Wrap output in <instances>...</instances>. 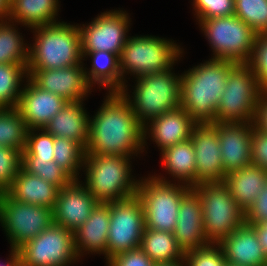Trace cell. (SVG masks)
Listing matches in <instances>:
<instances>
[{
    "label": "cell",
    "mask_w": 267,
    "mask_h": 266,
    "mask_svg": "<svg viewBox=\"0 0 267 266\" xmlns=\"http://www.w3.org/2000/svg\"><path fill=\"white\" fill-rule=\"evenodd\" d=\"M108 93L95 116L89 118L85 154L137 156L144 152V127L120 92Z\"/></svg>",
    "instance_id": "1"
},
{
    "label": "cell",
    "mask_w": 267,
    "mask_h": 266,
    "mask_svg": "<svg viewBox=\"0 0 267 266\" xmlns=\"http://www.w3.org/2000/svg\"><path fill=\"white\" fill-rule=\"evenodd\" d=\"M184 263L186 266H226L227 261L220 245L209 243L185 252Z\"/></svg>",
    "instance_id": "38"
},
{
    "label": "cell",
    "mask_w": 267,
    "mask_h": 266,
    "mask_svg": "<svg viewBox=\"0 0 267 266\" xmlns=\"http://www.w3.org/2000/svg\"><path fill=\"white\" fill-rule=\"evenodd\" d=\"M190 139L196 156L195 186L223 182L224 168L217 128L212 123L196 124Z\"/></svg>",
    "instance_id": "16"
},
{
    "label": "cell",
    "mask_w": 267,
    "mask_h": 266,
    "mask_svg": "<svg viewBox=\"0 0 267 266\" xmlns=\"http://www.w3.org/2000/svg\"><path fill=\"white\" fill-rule=\"evenodd\" d=\"M110 227V202L98 203L89 218L74 232V245L79 257L84 252L104 254L107 262V239Z\"/></svg>",
    "instance_id": "23"
},
{
    "label": "cell",
    "mask_w": 267,
    "mask_h": 266,
    "mask_svg": "<svg viewBox=\"0 0 267 266\" xmlns=\"http://www.w3.org/2000/svg\"><path fill=\"white\" fill-rule=\"evenodd\" d=\"M18 252L22 266H69L79 259L73 231L54 223L18 248Z\"/></svg>",
    "instance_id": "12"
},
{
    "label": "cell",
    "mask_w": 267,
    "mask_h": 266,
    "mask_svg": "<svg viewBox=\"0 0 267 266\" xmlns=\"http://www.w3.org/2000/svg\"><path fill=\"white\" fill-rule=\"evenodd\" d=\"M21 167L30 174L36 175L62 189L74 179L54 160H39L31 154H21Z\"/></svg>",
    "instance_id": "35"
},
{
    "label": "cell",
    "mask_w": 267,
    "mask_h": 266,
    "mask_svg": "<svg viewBox=\"0 0 267 266\" xmlns=\"http://www.w3.org/2000/svg\"><path fill=\"white\" fill-rule=\"evenodd\" d=\"M248 65L252 68L260 86L267 91V33L258 34Z\"/></svg>",
    "instance_id": "41"
},
{
    "label": "cell",
    "mask_w": 267,
    "mask_h": 266,
    "mask_svg": "<svg viewBox=\"0 0 267 266\" xmlns=\"http://www.w3.org/2000/svg\"><path fill=\"white\" fill-rule=\"evenodd\" d=\"M252 165L267 171V134L252 127L251 134Z\"/></svg>",
    "instance_id": "42"
},
{
    "label": "cell",
    "mask_w": 267,
    "mask_h": 266,
    "mask_svg": "<svg viewBox=\"0 0 267 266\" xmlns=\"http://www.w3.org/2000/svg\"><path fill=\"white\" fill-rule=\"evenodd\" d=\"M172 70L173 66L163 72L135 78L132 97L126 84L121 90L143 127L163 113L181 107V75Z\"/></svg>",
    "instance_id": "5"
},
{
    "label": "cell",
    "mask_w": 267,
    "mask_h": 266,
    "mask_svg": "<svg viewBox=\"0 0 267 266\" xmlns=\"http://www.w3.org/2000/svg\"><path fill=\"white\" fill-rule=\"evenodd\" d=\"M150 122L143 128L144 148L147 144L146 139L151 135V140L161 151L189 140L197 124L182 107L163 113Z\"/></svg>",
    "instance_id": "20"
},
{
    "label": "cell",
    "mask_w": 267,
    "mask_h": 266,
    "mask_svg": "<svg viewBox=\"0 0 267 266\" xmlns=\"http://www.w3.org/2000/svg\"><path fill=\"white\" fill-rule=\"evenodd\" d=\"M224 168L229 173L252 165L251 134L253 122H215Z\"/></svg>",
    "instance_id": "17"
},
{
    "label": "cell",
    "mask_w": 267,
    "mask_h": 266,
    "mask_svg": "<svg viewBox=\"0 0 267 266\" xmlns=\"http://www.w3.org/2000/svg\"><path fill=\"white\" fill-rule=\"evenodd\" d=\"M213 50L212 59L248 64L258 34L235 15L198 20Z\"/></svg>",
    "instance_id": "9"
},
{
    "label": "cell",
    "mask_w": 267,
    "mask_h": 266,
    "mask_svg": "<svg viewBox=\"0 0 267 266\" xmlns=\"http://www.w3.org/2000/svg\"><path fill=\"white\" fill-rule=\"evenodd\" d=\"M202 205L203 229L209 243L219 244L245 223V212L223 183H201L192 187Z\"/></svg>",
    "instance_id": "8"
},
{
    "label": "cell",
    "mask_w": 267,
    "mask_h": 266,
    "mask_svg": "<svg viewBox=\"0 0 267 266\" xmlns=\"http://www.w3.org/2000/svg\"><path fill=\"white\" fill-rule=\"evenodd\" d=\"M234 15L257 34L267 33V0H235Z\"/></svg>",
    "instance_id": "36"
},
{
    "label": "cell",
    "mask_w": 267,
    "mask_h": 266,
    "mask_svg": "<svg viewBox=\"0 0 267 266\" xmlns=\"http://www.w3.org/2000/svg\"><path fill=\"white\" fill-rule=\"evenodd\" d=\"M6 190L0 185V199L4 196Z\"/></svg>",
    "instance_id": "50"
},
{
    "label": "cell",
    "mask_w": 267,
    "mask_h": 266,
    "mask_svg": "<svg viewBox=\"0 0 267 266\" xmlns=\"http://www.w3.org/2000/svg\"><path fill=\"white\" fill-rule=\"evenodd\" d=\"M35 42L29 45L27 69H59L84 65L80 28L57 22L32 28Z\"/></svg>",
    "instance_id": "3"
},
{
    "label": "cell",
    "mask_w": 267,
    "mask_h": 266,
    "mask_svg": "<svg viewBox=\"0 0 267 266\" xmlns=\"http://www.w3.org/2000/svg\"><path fill=\"white\" fill-rule=\"evenodd\" d=\"M132 157L85 154L83 185L99 203L123 200L136 194L139 179L131 175Z\"/></svg>",
    "instance_id": "4"
},
{
    "label": "cell",
    "mask_w": 267,
    "mask_h": 266,
    "mask_svg": "<svg viewBox=\"0 0 267 266\" xmlns=\"http://www.w3.org/2000/svg\"><path fill=\"white\" fill-rule=\"evenodd\" d=\"M106 264L108 266H156L140 248L119 253Z\"/></svg>",
    "instance_id": "43"
},
{
    "label": "cell",
    "mask_w": 267,
    "mask_h": 266,
    "mask_svg": "<svg viewBox=\"0 0 267 266\" xmlns=\"http://www.w3.org/2000/svg\"><path fill=\"white\" fill-rule=\"evenodd\" d=\"M226 266H236V265H232V264H230V263H227Z\"/></svg>",
    "instance_id": "51"
},
{
    "label": "cell",
    "mask_w": 267,
    "mask_h": 266,
    "mask_svg": "<svg viewBox=\"0 0 267 266\" xmlns=\"http://www.w3.org/2000/svg\"><path fill=\"white\" fill-rule=\"evenodd\" d=\"M236 65L211 58L181 74V107L197 124L216 122L217 105Z\"/></svg>",
    "instance_id": "2"
},
{
    "label": "cell",
    "mask_w": 267,
    "mask_h": 266,
    "mask_svg": "<svg viewBox=\"0 0 267 266\" xmlns=\"http://www.w3.org/2000/svg\"><path fill=\"white\" fill-rule=\"evenodd\" d=\"M144 230V210L136 194L110 202L107 261L119 253L140 248Z\"/></svg>",
    "instance_id": "13"
},
{
    "label": "cell",
    "mask_w": 267,
    "mask_h": 266,
    "mask_svg": "<svg viewBox=\"0 0 267 266\" xmlns=\"http://www.w3.org/2000/svg\"><path fill=\"white\" fill-rule=\"evenodd\" d=\"M140 249L155 264L178 263L184 260L185 253L172 232L145 228Z\"/></svg>",
    "instance_id": "30"
},
{
    "label": "cell",
    "mask_w": 267,
    "mask_h": 266,
    "mask_svg": "<svg viewBox=\"0 0 267 266\" xmlns=\"http://www.w3.org/2000/svg\"><path fill=\"white\" fill-rule=\"evenodd\" d=\"M83 106V101L67 102L43 129L54 137L76 141L85 149L90 116Z\"/></svg>",
    "instance_id": "24"
},
{
    "label": "cell",
    "mask_w": 267,
    "mask_h": 266,
    "mask_svg": "<svg viewBox=\"0 0 267 266\" xmlns=\"http://www.w3.org/2000/svg\"><path fill=\"white\" fill-rule=\"evenodd\" d=\"M227 263L236 266H266L267 255L258 241L255 229L244 223L220 243Z\"/></svg>",
    "instance_id": "22"
},
{
    "label": "cell",
    "mask_w": 267,
    "mask_h": 266,
    "mask_svg": "<svg viewBox=\"0 0 267 266\" xmlns=\"http://www.w3.org/2000/svg\"><path fill=\"white\" fill-rule=\"evenodd\" d=\"M83 65L59 69H27L29 78L41 89L62 97L67 102L84 101L92 91Z\"/></svg>",
    "instance_id": "15"
},
{
    "label": "cell",
    "mask_w": 267,
    "mask_h": 266,
    "mask_svg": "<svg viewBox=\"0 0 267 266\" xmlns=\"http://www.w3.org/2000/svg\"><path fill=\"white\" fill-rule=\"evenodd\" d=\"M0 223L10 248L18 249L54 223L53 210L16 201L6 192L0 199Z\"/></svg>",
    "instance_id": "11"
},
{
    "label": "cell",
    "mask_w": 267,
    "mask_h": 266,
    "mask_svg": "<svg viewBox=\"0 0 267 266\" xmlns=\"http://www.w3.org/2000/svg\"><path fill=\"white\" fill-rule=\"evenodd\" d=\"M60 188L30 174L22 167L18 170L6 192L16 201L45 206L53 210Z\"/></svg>",
    "instance_id": "25"
},
{
    "label": "cell",
    "mask_w": 267,
    "mask_h": 266,
    "mask_svg": "<svg viewBox=\"0 0 267 266\" xmlns=\"http://www.w3.org/2000/svg\"><path fill=\"white\" fill-rule=\"evenodd\" d=\"M197 20L234 15L235 0H193Z\"/></svg>",
    "instance_id": "39"
},
{
    "label": "cell",
    "mask_w": 267,
    "mask_h": 266,
    "mask_svg": "<svg viewBox=\"0 0 267 266\" xmlns=\"http://www.w3.org/2000/svg\"><path fill=\"white\" fill-rule=\"evenodd\" d=\"M59 7L58 0H10L8 20L30 29L57 23Z\"/></svg>",
    "instance_id": "27"
},
{
    "label": "cell",
    "mask_w": 267,
    "mask_h": 266,
    "mask_svg": "<svg viewBox=\"0 0 267 266\" xmlns=\"http://www.w3.org/2000/svg\"><path fill=\"white\" fill-rule=\"evenodd\" d=\"M156 266H186L183 261H180L178 263H170V264H156Z\"/></svg>",
    "instance_id": "49"
},
{
    "label": "cell",
    "mask_w": 267,
    "mask_h": 266,
    "mask_svg": "<svg viewBox=\"0 0 267 266\" xmlns=\"http://www.w3.org/2000/svg\"><path fill=\"white\" fill-rule=\"evenodd\" d=\"M83 58L90 57L91 68L85 75L88 83L107 88L109 92H121L122 77L120 71V59L117 54L107 51L82 52ZM87 56V57H86Z\"/></svg>",
    "instance_id": "28"
},
{
    "label": "cell",
    "mask_w": 267,
    "mask_h": 266,
    "mask_svg": "<svg viewBox=\"0 0 267 266\" xmlns=\"http://www.w3.org/2000/svg\"><path fill=\"white\" fill-rule=\"evenodd\" d=\"M25 77H29L27 66L21 63L0 64V108L17 107Z\"/></svg>",
    "instance_id": "33"
},
{
    "label": "cell",
    "mask_w": 267,
    "mask_h": 266,
    "mask_svg": "<svg viewBox=\"0 0 267 266\" xmlns=\"http://www.w3.org/2000/svg\"><path fill=\"white\" fill-rule=\"evenodd\" d=\"M17 105L28 129H42L67 101L38 87L29 77Z\"/></svg>",
    "instance_id": "19"
},
{
    "label": "cell",
    "mask_w": 267,
    "mask_h": 266,
    "mask_svg": "<svg viewBox=\"0 0 267 266\" xmlns=\"http://www.w3.org/2000/svg\"><path fill=\"white\" fill-rule=\"evenodd\" d=\"M161 155L165 169L177 183L195 186L196 156L191 139L165 148Z\"/></svg>",
    "instance_id": "29"
},
{
    "label": "cell",
    "mask_w": 267,
    "mask_h": 266,
    "mask_svg": "<svg viewBox=\"0 0 267 266\" xmlns=\"http://www.w3.org/2000/svg\"><path fill=\"white\" fill-rule=\"evenodd\" d=\"M139 180L136 195L144 210L145 228L174 232L182 198L192 187L160 175Z\"/></svg>",
    "instance_id": "6"
},
{
    "label": "cell",
    "mask_w": 267,
    "mask_h": 266,
    "mask_svg": "<svg viewBox=\"0 0 267 266\" xmlns=\"http://www.w3.org/2000/svg\"><path fill=\"white\" fill-rule=\"evenodd\" d=\"M28 127L17 107L0 108V146L23 152Z\"/></svg>",
    "instance_id": "32"
},
{
    "label": "cell",
    "mask_w": 267,
    "mask_h": 266,
    "mask_svg": "<svg viewBox=\"0 0 267 266\" xmlns=\"http://www.w3.org/2000/svg\"><path fill=\"white\" fill-rule=\"evenodd\" d=\"M10 14V0H0V20H8Z\"/></svg>",
    "instance_id": "48"
},
{
    "label": "cell",
    "mask_w": 267,
    "mask_h": 266,
    "mask_svg": "<svg viewBox=\"0 0 267 266\" xmlns=\"http://www.w3.org/2000/svg\"><path fill=\"white\" fill-rule=\"evenodd\" d=\"M266 182L267 171L254 165L227 174L223 181L229 188L231 196L244 212L256 200Z\"/></svg>",
    "instance_id": "26"
},
{
    "label": "cell",
    "mask_w": 267,
    "mask_h": 266,
    "mask_svg": "<svg viewBox=\"0 0 267 266\" xmlns=\"http://www.w3.org/2000/svg\"><path fill=\"white\" fill-rule=\"evenodd\" d=\"M41 131V132H39ZM54 136L42 129H29L21 154H31L39 160L53 161Z\"/></svg>",
    "instance_id": "37"
},
{
    "label": "cell",
    "mask_w": 267,
    "mask_h": 266,
    "mask_svg": "<svg viewBox=\"0 0 267 266\" xmlns=\"http://www.w3.org/2000/svg\"><path fill=\"white\" fill-rule=\"evenodd\" d=\"M98 203L82 181L73 180L59 190L53 208V222L74 232L86 222Z\"/></svg>",
    "instance_id": "18"
},
{
    "label": "cell",
    "mask_w": 267,
    "mask_h": 266,
    "mask_svg": "<svg viewBox=\"0 0 267 266\" xmlns=\"http://www.w3.org/2000/svg\"><path fill=\"white\" fill-rule=\"evenodd\" d=\"M7 260L5 261V263H0V266H20L21 262L18 249L11 248V253Z\"/></svg>",
    "instance_id": "47"
},
{
    "label": "cell",
    "mask_w": 267,
    "mask_h": 266,
    "mask_svg": "<svg viewBox=\"0 0 267 266\" xmlns=\"http://www.w3.org/2000/svg\"><path fill=\"white\" fill-rule=\"evenodd\" d=\"M15 27L10 20H0V64L21 63L27 66L29 46L26 45L29 44L24 43L23 36Z\"/></svg>",
    "instance_id": "31"
},
{
    "label": "cell",
    "mask_w": 267,
    "mask_h": 266,
    "mask_svg": "<svg viewBox=\"0 0 267 266\" xmlns=\"http://www.w3.org/2000/svg\"><path fill=\"white\" fill-rule=\"evenodd\" d=\"M251 225L257 234L258 241L262 246L265 254L267 255V221L259 224H249Z\"/></svg>",
    "instance_id": "46"
},
{
    "label": "cell",
    "mask_w": 267,
    "mask_h": 266,
    "mask_svg": "<svg viewBox=\"0 0 267 266\" xmlns=\"http://www.w3.org/2000/svg\"><path fill=\"white\" fill-rule=\"evenodd\" d=\"M267 221V182L256 200L245 212L246 224H259Z\"/></svg>",
    "instance_id": "44"
},
{
    "label": "cell",
    "mask_w": 267,
    "mask_h": 266,
    "mask_svg": "<svg viewBox=\"0 0 267 266\" xmlns=\"http://www.w3.org/2000/svg\"><path fill=\"white\" fill-rule=\"evenodd\" d=\"M54 161L74 180H78L85 158V149L76 141L54 137Z\"/></svg>",
    "instance_id": "34"
},
{
    "label": "cell",
    "mask_w": 267,
    "mask_h": 266,
    "mask_svg": "<svg viewBox=\"0 0 267 266\" xmlns=\"http://www.w3.org/2000/svg\"><path fill=\"white\" fill-rule=\"evenodd\" d=\"M129 15L123 10L101 13L89 24L78 25L81 33L82 52L107 51L119 57L126 44Z\"/></svg>",
    "instance_id": "14"
},
{
    "label": "cell",
    "mask_w": 267,
    "mask_h": 266,
    "mask_svg": "<svg viewBox=\"0 0 267 266\" xmlns=\"http://www.w3.org/2000/svg\"><path fill=\"white\" fill-rule=\"evenodd\" d=\"M178 212L173 234L183 252L208 245L203 229L202 205L192 189L182 198Z\"/></svg>",
    "instance_id": "21"
},
{
    "label": "cell",
    "mask_w": 267,
    "mask_h": 266,
    "mask_svg": "<svg viewBox=\"0 0 267 266\" xmlns=\"http://www.w3.org/2000/svg\"><path fill=\"white\" fill-rule=\"evenodd\" d=\"M21 167V153L13 148L0 146V185L7 190Z\"/></svg>",
    "instance_id": "40"
},
{
    "label": "cell",
    "mask_w": 267,
    "mask_h": 266,
    "mask_svg": "<svg viewBox=\"0 0 267 266\" xmlns=\"http://www.w3.org/2000/svg\"><path fill=\"white\" fill-rule=\"evenodd\" d=\"M253 125L256 129L267 134V91L260 95Z\"/></svg>",
    "instance_id": "45"
},
{
    "label": "cell",
    "mask_w": 267,
    "mask_h": 266,
    "mask_svg": "<svg viewBox=\"0 0 267 266\" xmlns=\"http://www.w3.org/2000/svg\"><path fill=\"white\" fill-rule=\"evenodd\" d=\"M182 53V48L169 39L152 35L129 36L119 57L122 89L126 84L124 74L139 78L166 71L176 64Z\"/></svg>",
    "instance_id": "7"
},
{
    "label": "cell",
    "mask_w": 267,
    "mask_h": 266,
    "mask_svg": "<svg viewBox=\"0 0 267 266\" xmlns=\"http://www.w3.org/2000/svg\"><path fill=\"white\" fill-rule=\"evenodd\" d=\"M265 90L248 64L229 73L216 110V122H253L260 95Z\"/></svg>",
    "instance_id": "10"
}]
</instances>
